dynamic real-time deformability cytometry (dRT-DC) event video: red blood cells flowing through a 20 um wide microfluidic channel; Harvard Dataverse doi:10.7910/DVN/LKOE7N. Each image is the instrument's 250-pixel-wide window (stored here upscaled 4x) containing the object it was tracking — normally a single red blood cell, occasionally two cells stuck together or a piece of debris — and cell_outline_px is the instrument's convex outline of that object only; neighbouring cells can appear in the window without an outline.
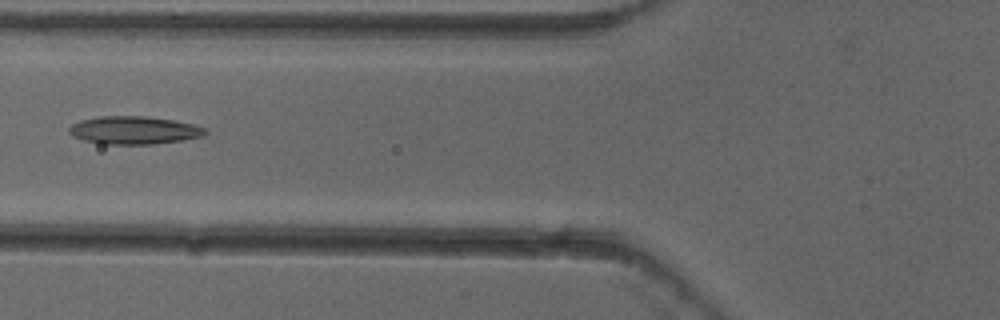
{"species": "common noctule bat (a hibernating species)", "species_latin": "Nyctalus noctula", "temperature_condition": "cold", "stored_images_in_passage": 6, "camera_frame_rate_fps": 3000, "um_per_image_px": 0.085, "animal": {"sex": "female"}, "frame": {"image": 1, "passage_image": 6, "time_ms": 1.667, "image_size_px": [1000, 320], "cell_outline_px": [[208, 132], [204, 136], [184, 140], [152, 144], [100, 144], [84, 140], [72, 136], [68, 132], [68, 128], [72, 124], [80, 120], [100, 116], [144, 116], [172, 120], [192, 124], [204, 128]], "centroid_in_image_um": [11.36, 11.07], "position_along_channel_um": 114.4, "area_um2": 22.2}}